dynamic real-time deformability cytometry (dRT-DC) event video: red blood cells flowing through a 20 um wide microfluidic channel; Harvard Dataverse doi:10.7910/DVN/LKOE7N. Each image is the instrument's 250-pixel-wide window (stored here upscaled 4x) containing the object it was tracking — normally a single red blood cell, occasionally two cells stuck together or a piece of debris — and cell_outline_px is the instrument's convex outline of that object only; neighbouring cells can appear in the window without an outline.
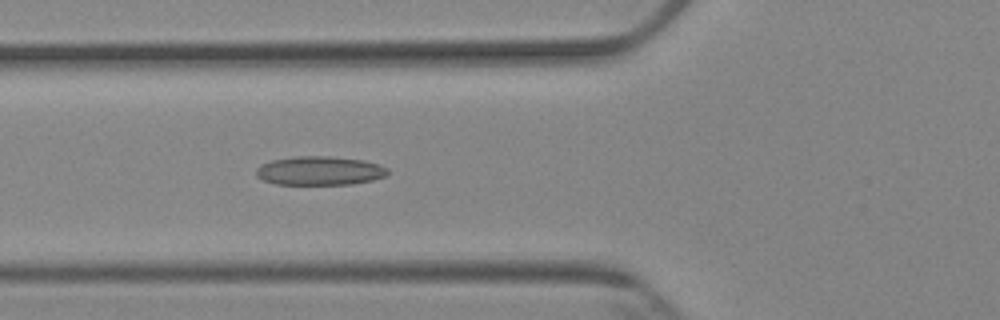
{"species": "Egyptian fruit bat (a non-hibernating species)", "species_latin": "Rousettus aegyptiacus", "temperature_condition": "cold", "stored_images_in_passage": 6, "camera_frame_rate_fps": 3000, "um_per_image_px": 0.085, "animal": {"sex": "female"}, "frame": {"image": 1, "passage_image": 6, "time_ms": 5.667, "image_size_px": [1000, 320], "cell_outline_px": [[388, 176], [372, 180], [352, 184], [276, 184], [264, 180], [256, 176], [256, 168], [260, 164], [272, 160], [296, 156], [332, 156], [364, 160], [388, 168]], "centroid_in_image_um": [27.17, 14.51], "position_along_channel_um": 98.6, "area_um2": 22.2}}